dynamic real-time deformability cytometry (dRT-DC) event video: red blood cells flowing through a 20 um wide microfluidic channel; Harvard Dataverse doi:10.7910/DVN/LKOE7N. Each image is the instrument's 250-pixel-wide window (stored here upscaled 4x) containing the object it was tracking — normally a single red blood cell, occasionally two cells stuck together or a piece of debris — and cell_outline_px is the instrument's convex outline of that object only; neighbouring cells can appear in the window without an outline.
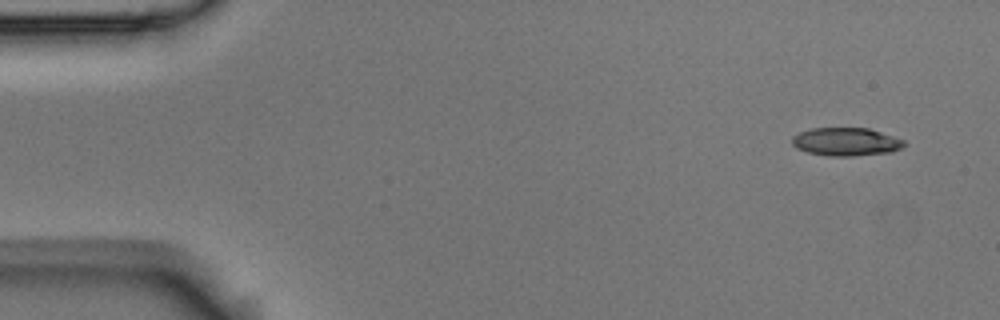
{"species": "Egyptian fruit bat (a non-hibernating species)", "species_latin": "Rousettus aegyptiacus", "temperature_condition": "room temperature", "stored_images_in_passage": 10, "camera_frame_rate_fps": 3000, "um_per_image_px": 0.085, "animal": {"sex": "male"}, "frame": {"image": 1, "passage_image": 1, "time_ms": 0.0, "image_size_px": [1000, 320], "cell_outline_px": [[904, 144], [900, 148], [892, 152], [852, 156], [828, 156], [808, 152], [796, 148], [792, 144], [792, 136], [800, 132], [812, 128], [868, 128], [904, 140]], "centroid_in_image_um": [71.88, 12.05], "position_along_channel_um": 13.1, "area_um2": 18.26}}
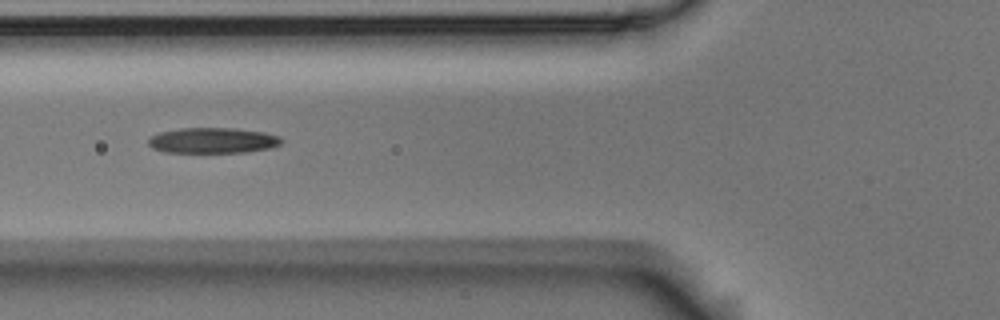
{"frame": {"image": 2, "passage_image": 6, "time_ms": 1.667, "image_size_px": [1000, 320], "cell_outline_px": [[284, 140], [280, 144], [272, 148], [248, 152], [164, 152], [152, 148], [148, 144], [148, 140], [152, 136], [160, 132], [180, 128], [236, 128], [264, 132], [280, 136]], "centroid_in_image_um": [18.13, 11.94], "position_along_channel_um": 107.7, "area_um2": 19.94}}
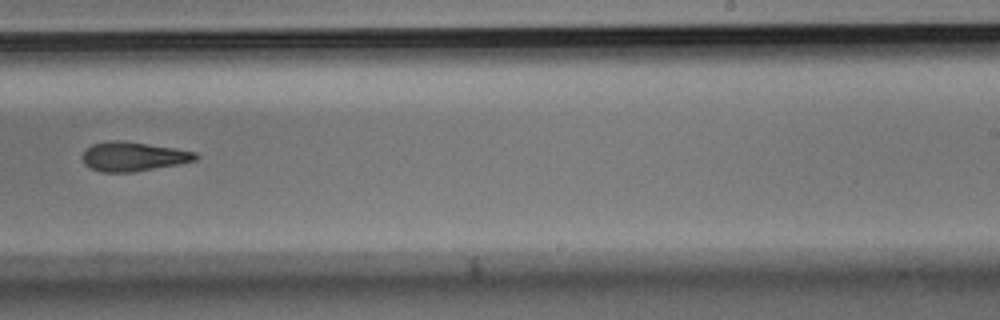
{"frame": {"image": 3, "passage_image": 10, "time_ms": 3.0, "image_size_px": [1000, 320], "cell_outline_px": [[200, 156], [196, 160], [180, 164], [132, 172], [104, 172], [92, 168], [84, 164], [84, 148], [92, 144], [104, 140], [124, 140], [196, 152]], "centroid_in_image_um": [11.32, 13.29], "position_along_channel_um": 277.7, "area_um2": 19.31}}